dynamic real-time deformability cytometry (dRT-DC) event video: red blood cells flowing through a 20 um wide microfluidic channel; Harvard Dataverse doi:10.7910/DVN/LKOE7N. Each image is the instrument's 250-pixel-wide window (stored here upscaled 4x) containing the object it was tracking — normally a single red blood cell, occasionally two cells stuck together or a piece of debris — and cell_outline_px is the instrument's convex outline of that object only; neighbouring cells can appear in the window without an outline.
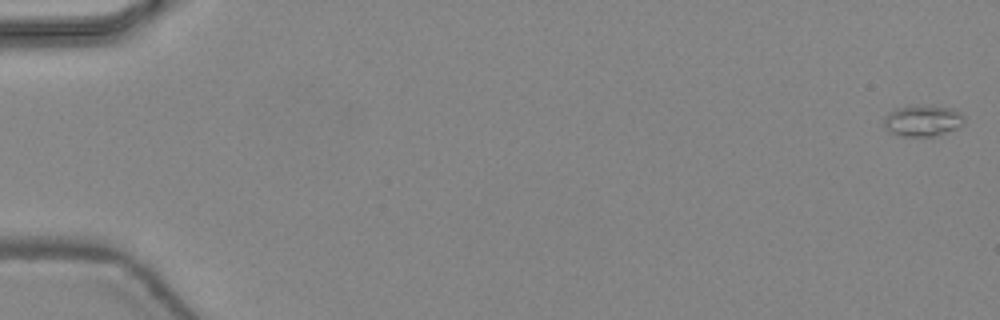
{"species": "common noctule bat (a hibernating species)", "species_latin": "Nyctalus noctula", "temperature_condition": "warm", "stored_images_in_passage": 4, "camera_frame_rate_fps": 3000, "um_per_image_px": 0.085, "animal": {"sex": "female", "body_mass_g": 24.6, "forearm_length_mm": 56.2}, "frame": {"image": 1, "passage_image": 1, "time_ms": 0.0, "image_size_px": [1000, 320], "cell_outline_px": [[964, 124], [956, 128], [932, 136], [904, 136], [888, 132], [884, 124], [884, 116], [888, 112], [896, 108], [916, 104], [952, 108], [960, 112], [964, 116]], "centroid_in_image_um": [78.4, 10.23], "position_along_channel_um": 6.6, "area_um2": 14.68}}
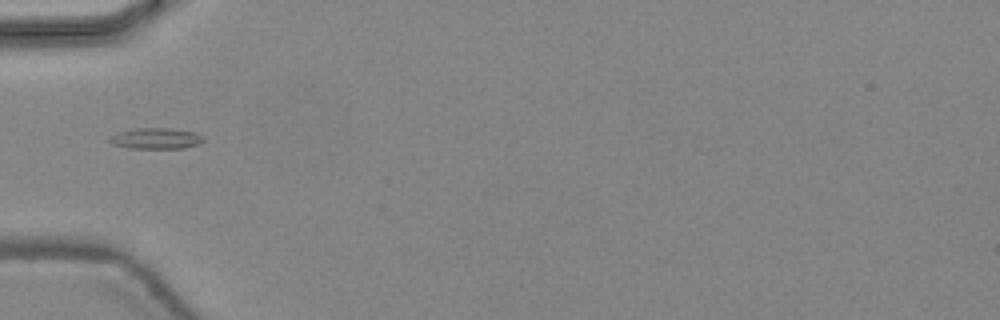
{"frame": {"image": 2, "passage_image": 4, "time_ms": 1.0, "image_size_px": [1000, 320], "cell_outline_px": [[204, 140], [196, 144], [184, 148], [128, 148], [112, 144], [108, 140], [108, 136], [116, 132], [136, 128], [168, 128], [196, 132], [204, 136]], "centroid_in_image_um": [13.21, 11.76], "position_along_channel_um": 71.8, "area_um2": 11.56}}